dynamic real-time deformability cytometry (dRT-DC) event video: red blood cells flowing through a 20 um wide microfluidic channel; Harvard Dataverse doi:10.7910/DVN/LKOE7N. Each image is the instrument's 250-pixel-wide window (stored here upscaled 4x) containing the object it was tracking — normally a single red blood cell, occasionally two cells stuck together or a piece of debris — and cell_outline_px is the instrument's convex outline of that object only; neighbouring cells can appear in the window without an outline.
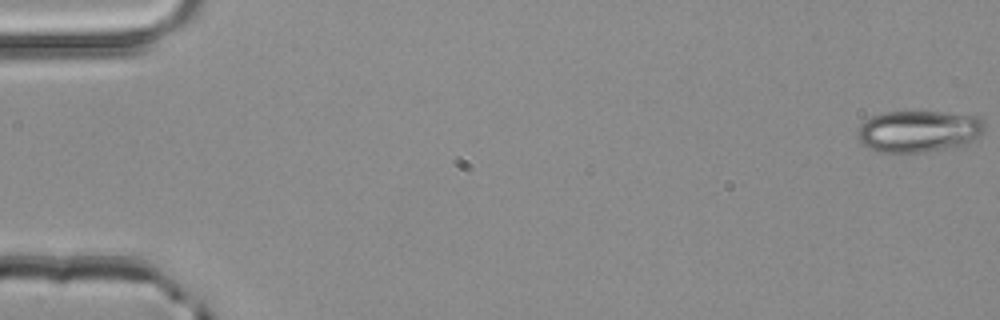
{"species": "common noctule bat (a hibernating species)", "species_latin": "Nyctalus noctula", "temperature_condition": "room temperature", "stored_images_in_passage": 52, "camera_frame_rate_fps": 3000, "um_per_image_px": 0.085, "animal": {"sex": "male", "body_mass_g": 20.4}, "frame": {"image": 1, "passage_image": 1, "time_ms": 0.0, "image_size_px": [1000, 320], "cell_outline_px": [[984, 132], [968, 144], [956, 148], [924, 152], [880, 152], [868, 148], [856, 136], [856, 132], [860, 124], [872, 116], [884, 112], [940, 112], [980, 116], [984, 120]], "centroid_in_image_um": [78.12, 11.17], "position_along_channel_um": 6.9, "area_um2": 31.27}}
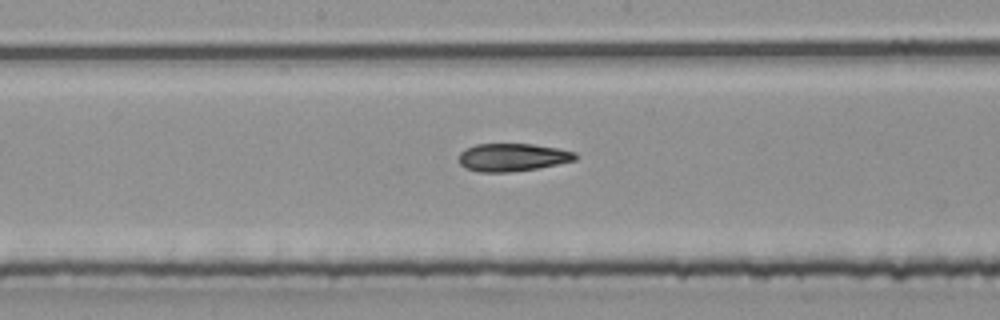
{"frame": {"image": 2, "passage_image": 28, "time_ms": 9.0, "image_size_px": [1000, 320], "cell_outline_px": [[580, 156], [576, 160], [536, 168], [508, 172], [480, 172], [464, 168], [460, 164], [460, 152], [464, 148], [476, 144], [532, 144], [556, 148], [576, 152]], "centroid_in_image_um": [43.55, 13.36], "position_along_channel_um": 204.6, "area_um2": 18.9}}
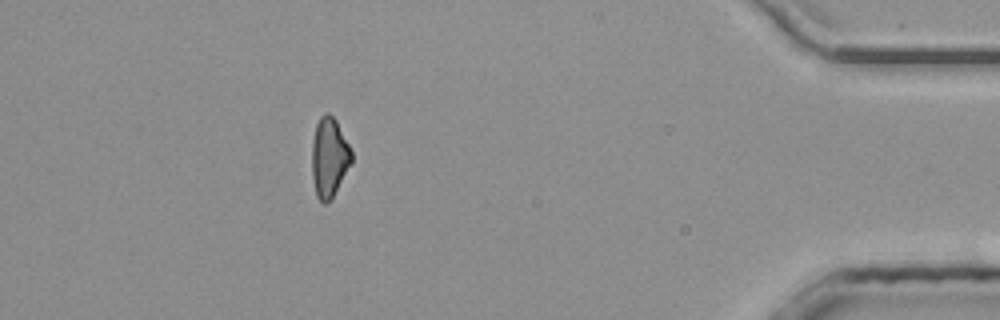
{"frame": {"image": 3, "passage_image": 47, "time_ms": 15.333, "image_size_px": [1000, 320], "cell_outline_px": [[352, 164], [332, 200], [324, 204], [316, 196], [312, 180], [312, 140], [316, 124], [320, 116], [324, 112], [328, 112], [336, 120], [352, 152]], "centroid_in_image_um": [27.98, 13.41], "position_along_channel_um": 407.2, "area_um2": 18.73}, "authors_computed_cell_mechanics": {"area_um2": 19.6231, "velocity_mm_per_s": 4.054, "shape_relaxation_time_tau1_ms": null, "shape_relaxation_time_tau2_ms": 5.6198, "deformation_change_tau1": null, "deformation_change_tau2": 0.1463}}